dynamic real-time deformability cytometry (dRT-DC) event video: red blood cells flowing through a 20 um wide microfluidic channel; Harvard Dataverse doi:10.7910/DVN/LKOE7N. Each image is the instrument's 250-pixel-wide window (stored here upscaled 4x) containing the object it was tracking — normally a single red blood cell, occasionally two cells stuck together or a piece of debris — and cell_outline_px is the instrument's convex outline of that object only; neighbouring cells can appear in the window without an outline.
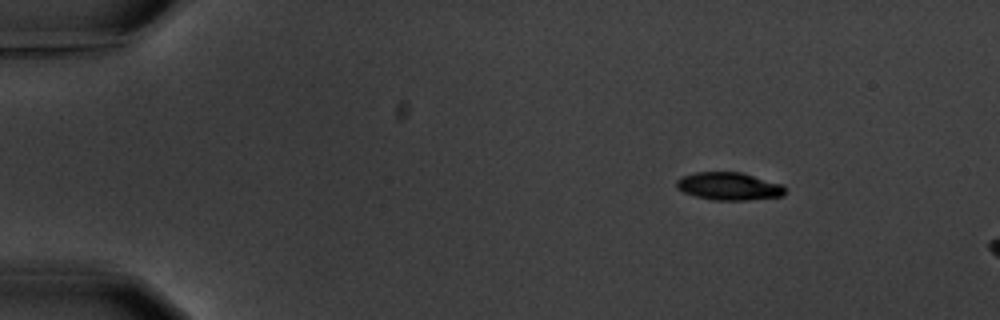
{"species": "common noctule bat (a hibernating species)", "species_latin": "Nyctalus noctula", "temperature_condition": "warm", "stored_images_in_passage": 8, "camera_frame_rate_fps": 3000, "um_per_image_px": 0.085, "animal": {"sex": "male", "body_mass_g": 20.1, "forearm_length_mm": 53.5}, "frame": {"image": 1, "passage_image": 2, "time_ms": 1.0, "image_size_px": [1000, 320], "cell_outline_px": [[788, 188], [784, 196], [748, 200], [712, 200], [696, 196], [684, 192], [676, 188], [676, 180], [680, 176], [696, 172], [740, 172], [784, 184]], "centroid_in_image_um": [62.0, 15.83], "position_along_channel_um": 23.0, "area_um2": 17.86}}
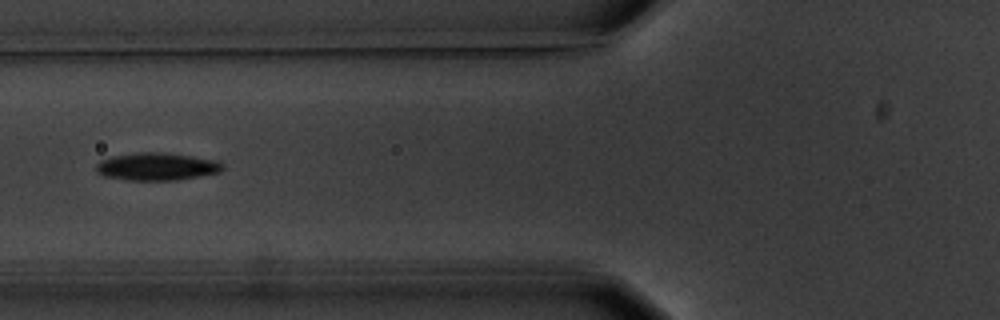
{"frame": {"image": 2, "passage_image": 6, "time_ms": 6.0, "image_size_px": [1000, 320], "cell_outline_px": [[224, 168], [220, 172], [176, 180], [128, 180], [104, 176], [96, 172], [96, 164], [100, 160], [112, 156], [140, 152], [160, 152], [192, 156], [216, 160], [224, 164]], "centroid_in_image_um": [13.32, 14.15], "position_along_channel_um": 112.5, "area_um2": 20.35}}